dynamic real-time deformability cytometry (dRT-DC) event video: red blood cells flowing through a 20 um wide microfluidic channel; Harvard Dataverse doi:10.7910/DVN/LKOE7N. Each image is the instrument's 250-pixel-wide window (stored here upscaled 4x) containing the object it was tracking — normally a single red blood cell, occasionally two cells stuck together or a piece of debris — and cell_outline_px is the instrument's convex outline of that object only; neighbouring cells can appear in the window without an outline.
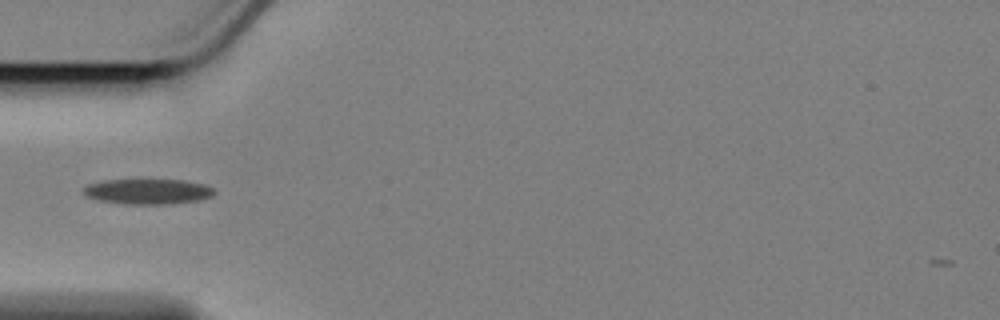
{"species": "Egyptian fruit bat (a non-hibernating species)", "species_latin": "Rousettus aegyptiacus", "temperature_condition": "cold", "stored_images_in_passage": 41, "camera_frame_rate_fps": 3000, "um_per_image_px": 0.085, "animal": {"sex": "female"}, "frame": {"image": 1, "passage_image": 1, "time_ms": 0.0, "image_size_px": [1000, 320], "cell_outline_px": [[216, 192], [212, 196], [200, 200], [172, 204], [124, 204], [96, 200], [84, 196], [80, 192], [80, 188], [88, 184], [104, 180], [184, 180], [204, 184], [212, 188]], "centroid_in_image_um": [12.5, 16.28], "position_along_channel_um": 72.5, "area_um2": 19.65}}
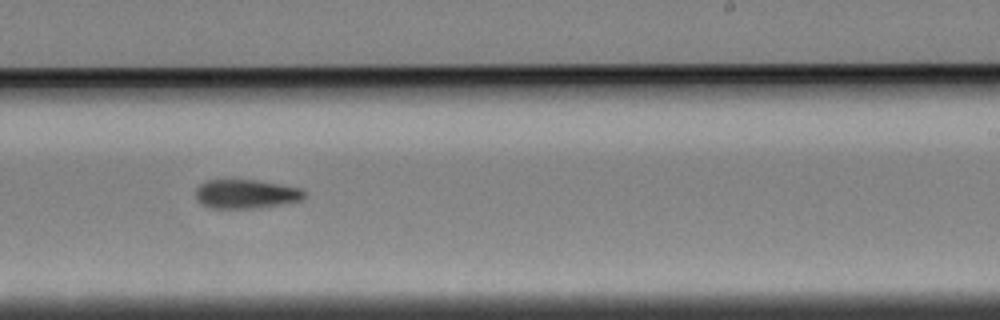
{"frame": {"image": 2, "passage_image": 18, "time_ms": 5.667, "image_size_px": [1000, 320], "cell_outline_px": [[308, 196], [304, 200], [284, 204], [252, 208], [208, 208], [196, 200], [196, 188], [204, 180], [256, 180], [280, 184], [300, 188], [308, 192]], "centroid_in_image_um": [20.95, 16.49], "position_along_channel_um": 268.1, "area_um2": 18.67}}
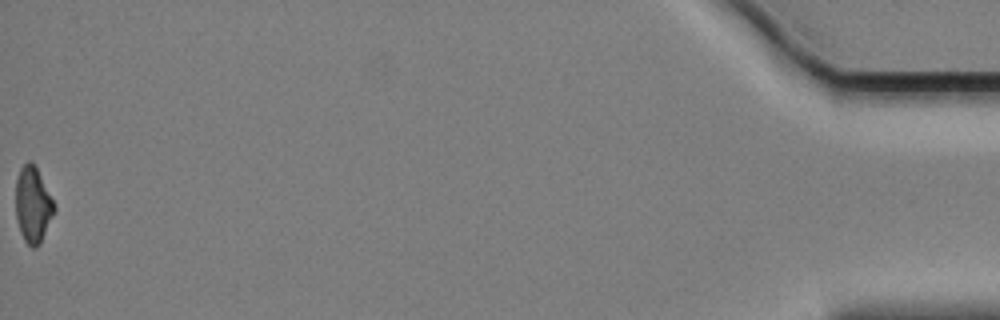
{"frame": {"image": 3, "passage_image": 41, "time_ms": 13.333, "image_size_px": [1000, 320], "cell_outline_px": [[56, 208], [40, 244], [36, 248], [32, 248], [24, 240], [20, 232], [16, 220], [16, 180], [20, 168], [28, 160], [32, 160], [56, 204]], "centroid_in_image_um": [2.8, 17.4], "position_along_channel_um": 432.4, "area_um2": 17.17}}